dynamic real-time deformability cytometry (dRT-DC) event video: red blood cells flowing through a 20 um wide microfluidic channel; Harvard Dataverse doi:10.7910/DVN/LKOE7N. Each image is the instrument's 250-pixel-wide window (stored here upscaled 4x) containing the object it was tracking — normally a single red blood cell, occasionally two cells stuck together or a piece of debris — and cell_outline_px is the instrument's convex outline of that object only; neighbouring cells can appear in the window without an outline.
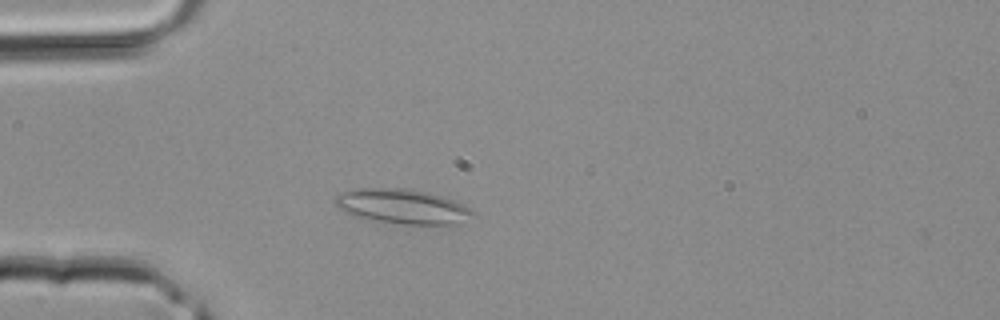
{"species": "common noctule bat (a hibernating species)", "species_latin": "Nyctalus noctula", "temperature_condition": "room temperature", "stored_images_in_passage": 29, "camera_frame_rate_fps": 3000, "um_per_image_px": 0.085, "animal": {"sex": "male", "body_mass_g": 20.4}, "frame": {"image": 1, "passage_image": 8, "time_ms": 2.333, "image_size_px": [1000, 320], "cell_outline_px": [[472, 212], [452, 224], [404, 224], [380, 220], [360, 216], [348, 212], [340, 208], [336, 204], [336, 196], [344, 192], [356, 188], [400, 188], [428, 192], [444, 196], [468, 208]], "centroid_in_image_um": [34.15, 17.51], "position_along_channel_um": 50.9, "area_um2": 26.41}}
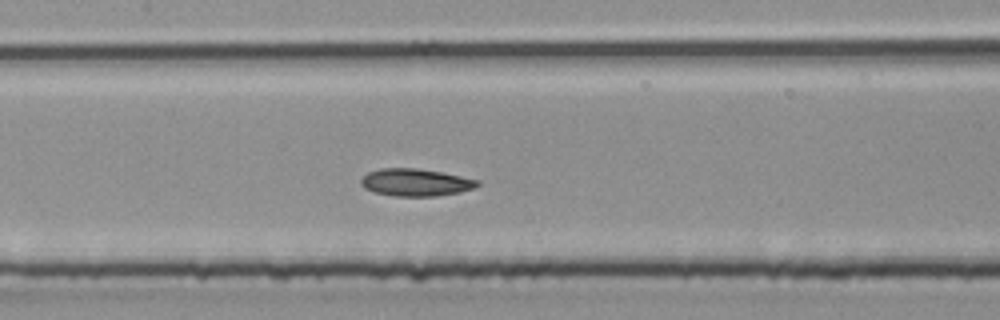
{"frame": {"image": 2, "passage_image": 16, "time_ms": 5.0, "image_size_px": [1000, 320], "cell_outline_px": [[480, 184], [472, 188], [460, 192], [436, 196], [392, 196], [372, 192], [364, 188], [360, 184], [360, 180], [368, 172], [380, 168], [416, 168], [444, 172], [480, 180]], "centroid_in_image_um": [35.31, 15.5], "position_along_channel_um": 172.1, "area_um2": 18.79}}
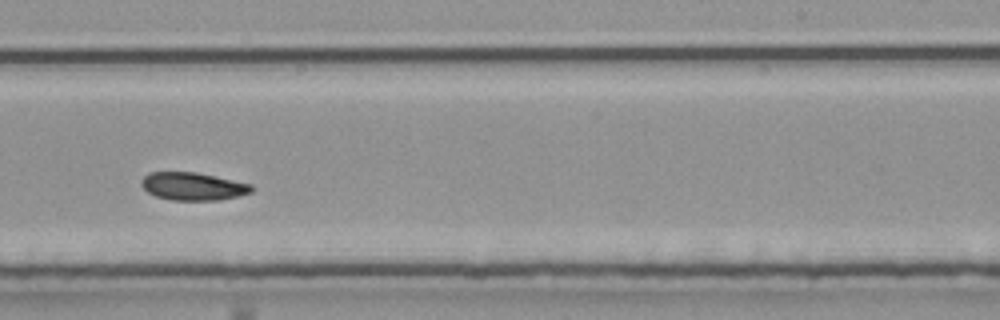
{"frame": {"image": 3, "passage_image": 22, "time_ms": 7.0, "image_size_px": [1000, 320], "cell_outline_px": [[252, 192], [220, 200], [172, 200], [156, 196], [148, 192], [140, 184], [140, 180], [148, 172], [196, 172], [252, 184]], "centroid_in_image_um": [16.37, 15.83], "position_along_channel_um": 272.6, "area_um2": 17.8}}